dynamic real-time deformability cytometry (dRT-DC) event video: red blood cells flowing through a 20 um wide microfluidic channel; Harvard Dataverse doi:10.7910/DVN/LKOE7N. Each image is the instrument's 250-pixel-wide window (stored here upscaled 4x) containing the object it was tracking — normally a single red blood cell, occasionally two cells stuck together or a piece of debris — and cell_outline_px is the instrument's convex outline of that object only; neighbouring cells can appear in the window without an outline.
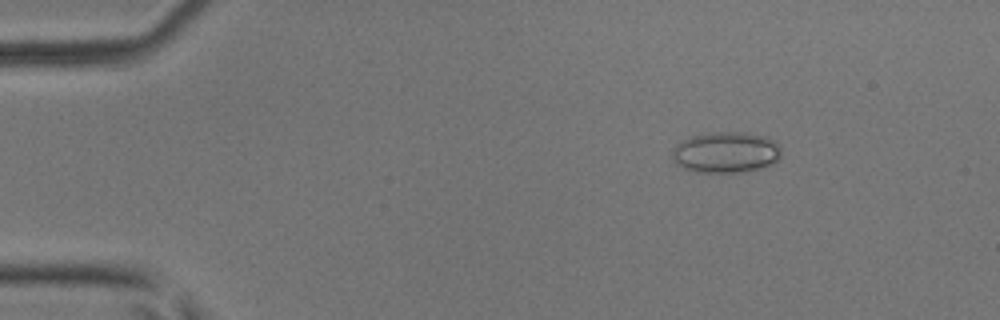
{"species": "common noctule bat (a hibernating species)", "species_latin": "Nyctalus noctula", "temperature_condition": "room temperature", "stored_images_in_passage": 7, "camera_frame_rate_fps": 3000, "um_per_image_px": 0.085, "animal": {"sex": "male", "body_mass_g": 17.9, "forearm_length_mm": 54.2}, "frame": {"image": 1, "passage_image": 3, "time_ms": 0.667, "image_size_px": [1000, 320], "cell_outline_px": [[780, 156], [772, 164], [744, 172], [696, 172], [684, 168], [676, 164], [672, 160], [672, 152], [676, 144], [692, 136], [708, 132], [748, 132], [768, 136], [776, 140], [780, 148]], "centroid_in_image_um": [61.71, 12.93], "position_along_channel_um": 23.3, "area_um2": 26.3}}
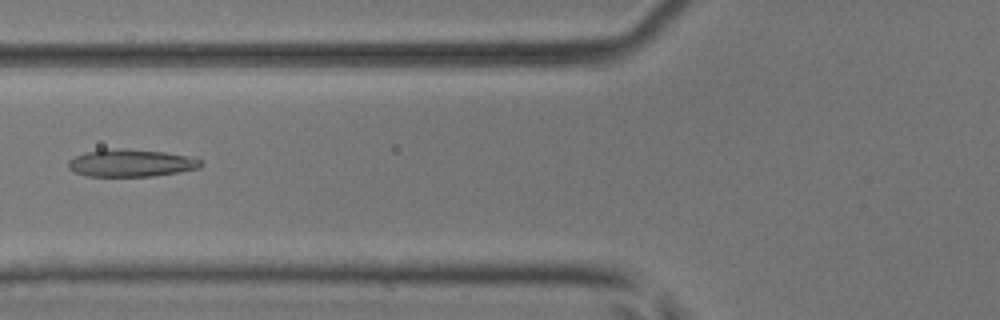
{"frame": {"image": 2, "passage_image": 6, "time_ms": 1.667, "image_size_px": [1000, 320], "cell_outline_px": [[204, 164], [200, 168], [152, 176], [84, 176], [72, 172], [68, 168], [68, 160], [84, 152], [104, 148], [124, 148], [164, 152], [196, 156]], "centroid_in_image_um": [11.12, 13.84], "position_along_channel_um": 114.7, "area_um2": 21.62}}
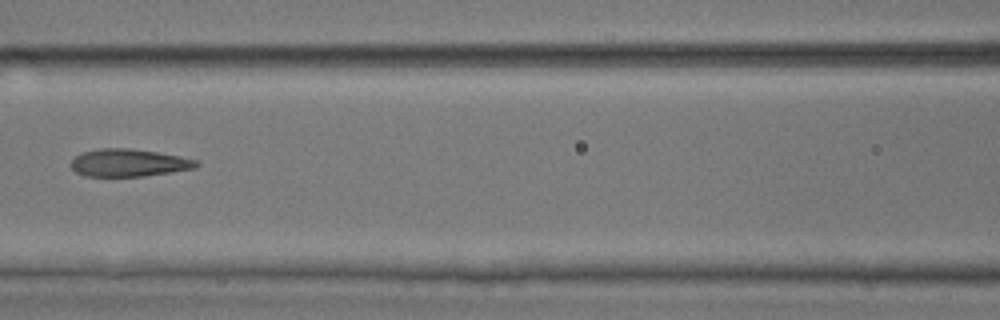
{"frame": {"image": 3, "passage_image": 7, "time_ms": 2.0, "image_size_px": [1000, 320], "cell_outline_px": [[200, 164], [196, 168], [172, 172], [144, 176], [84, 176], [76, 172], [72, 168], [72, 160], [80, 152], [100, 148], [128, 148], [156, 152], [200, 160]], "centroid_in_image_um": [10.97, 13.84], "position_along_channel_um": 155.6, "area_um2": 20.17}}